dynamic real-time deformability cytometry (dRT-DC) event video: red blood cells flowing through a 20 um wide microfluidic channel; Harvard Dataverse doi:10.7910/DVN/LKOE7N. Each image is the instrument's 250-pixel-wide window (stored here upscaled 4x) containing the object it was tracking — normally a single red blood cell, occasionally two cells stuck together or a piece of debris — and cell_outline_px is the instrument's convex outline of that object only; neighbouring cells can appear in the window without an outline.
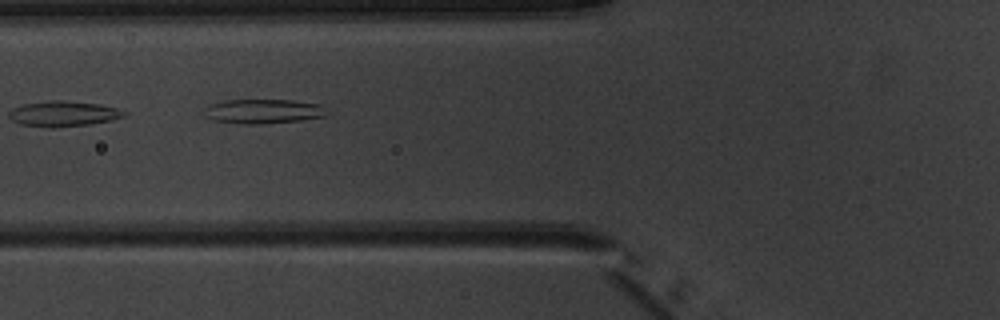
{"species": "common noctule bat (a hibernating species)", "species_latin": "Nyctalus noctula", "temperature_condition": "warm", "stored_images_in_passage": 8, "camera_frame_rate_fps": 3000, "um_per_image_px": 0.085, "animal": {"sex": "male", "body_mass_g": 20.1, "forearm_length_mm": 53.5}, "frame": {"image": 1, "passage_image": 5, "time_ms": 5.0, "image_size_px": [1000, 320], "cell_outline_px": [[328, 116], [300, 120], [260, 124], [244, 124], [212, 120], [208, 116], [204, 108], [208, 104], [224, 100], [292, 100], [320, 104], [324, 108]], "centroid_in_image_um": [22.38, 9.45], "position_along_channel_um": 103.4, "area_um2": 17.4}}
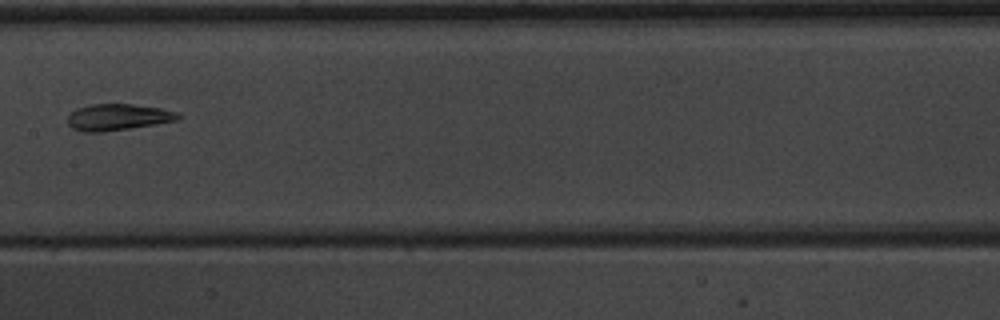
{"frame": {"image": 2, "passage_image": 7, "time_ms": 7.333, "image_size_px": [1000, 320], "cell_outline_px": [[180, 120], [156, 124], [104, 132], [84, 132], [72, 128], [68, 124], [68, 116], [76, 108], [92, 104], [132, 104], [160, 108], [176, 112], [180, 116]], "centroid_in_image_um": [10.01, 9.96], "position_along_channel_um": 197.4, "area_um2": 16.99}}
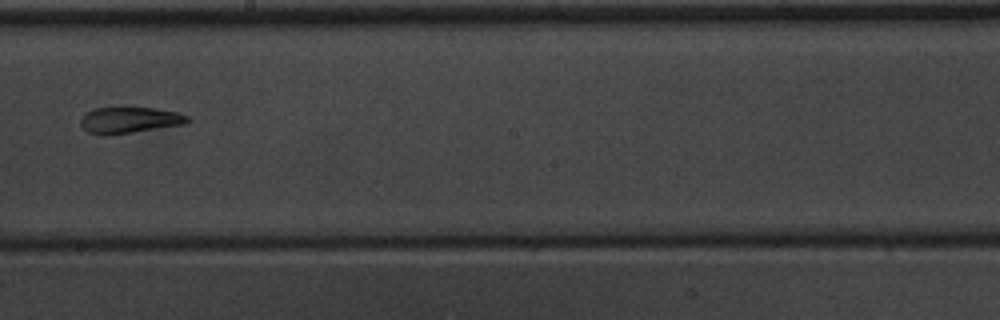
{"frame": {"image": 3, "passage_image": 8, "time_ms": 8.333, "image_size_px": [1000, 320], "cell_outline_px": [[192, 120], [184, 124], [132, 132], [88, 132], [80, 124], [80, 120], [88, 112], [96, 108], [124, 104], [132, 104], [176, 112], [188, 116]], "centroid_in_image_um": [11.07, 10.11], "position_along_channel_um": 237.1, "area_um2": 16.36}}